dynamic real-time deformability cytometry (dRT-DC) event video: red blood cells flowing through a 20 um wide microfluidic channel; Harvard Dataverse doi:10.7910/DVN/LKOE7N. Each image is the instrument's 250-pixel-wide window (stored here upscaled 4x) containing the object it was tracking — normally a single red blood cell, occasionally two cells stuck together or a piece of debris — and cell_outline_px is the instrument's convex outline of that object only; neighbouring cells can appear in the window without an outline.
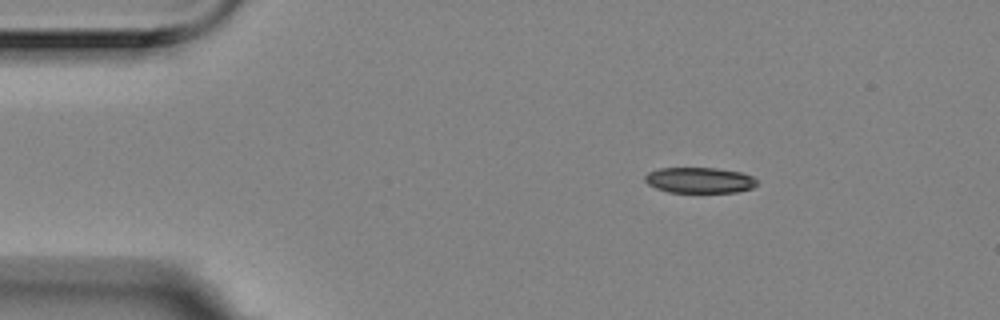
{"species": "Egyptian fruit bat (a non-hibernating species)", "species_latin": "Rousettus aegyptiacus", "temperature_condition": "room temperature", "stored_images_in_passage": 4, "camera_frame_rate_fps": 3000, "um_per_image_px": 0.085, "animal": {"sex": "female"}, "frame": {"image": 1, "passage_image": 2, "time_ms": 0.333, "image_size_px": [1000, 320], "cell_outline_px": [[756, 184], [752, 188], [736, 192], [668, 192], [656, 188], [648, 184], [644, 180], [644, 176], [648, 172], [660, 168], [716, 168], [740, 172], [752, 176], [756, 180]], "centroid_in_image_um": [59.43, 15.31], "position_along_channel_um": 25.6, "area_um2": 16.7}}